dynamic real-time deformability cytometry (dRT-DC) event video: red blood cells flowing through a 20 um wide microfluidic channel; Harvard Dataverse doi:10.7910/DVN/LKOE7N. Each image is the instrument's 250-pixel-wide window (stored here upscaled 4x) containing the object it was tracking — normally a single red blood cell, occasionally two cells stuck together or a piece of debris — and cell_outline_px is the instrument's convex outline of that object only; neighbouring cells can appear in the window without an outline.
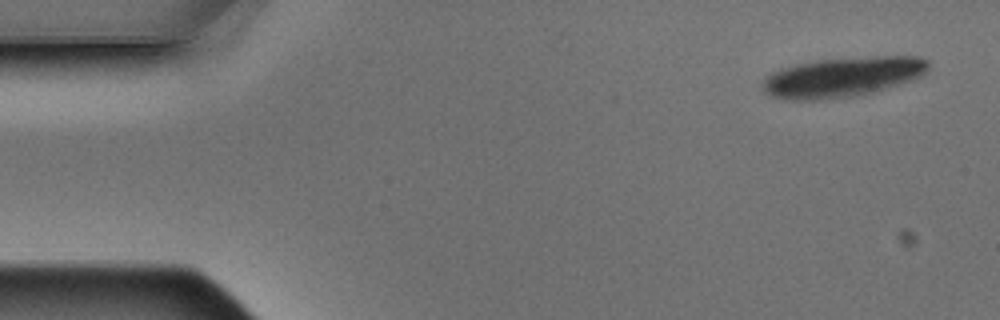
{"species": "Egyptian fruit bat (a non-hibernating species)", "species_latin": "Rousettus aegyptiacus", "temperature_condition": "warm", "stored_images_in_passage": 5, "camera_frame_rate_fps": 3000, "um_per_image_px": 0.085, "animal": {"sex": "male"}, "frame": {"image": 1, "passage_image": 1, "time_ms": 0.0, "image_size_px": [1000, 320], "cell_outline_px": [[928, 68], [920, 76], [912, 80], [888, 88], [856, 96], [820, 100], [784, 100], [768, 96], [764, 92], [764, 80], [772, 72], [780, 68], [796, 64], [816, 60], [872, 56], [920, 56], [928, 60]], "centroid_in_image_um": [71.61, 6.55], "position_along_channel_um": 13.4, "area_um2": 38.78}}
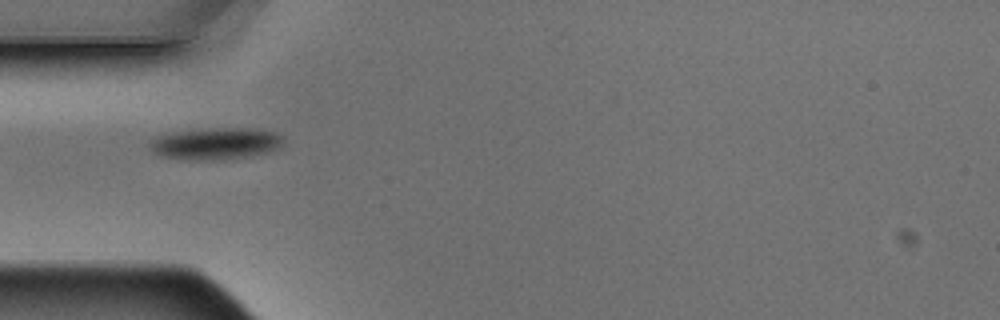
{"frame": {"image": 2, "passage_image": 5, "time_ms": 1.333, "image_size_px": [1000, 320], "cell_outline_px": [[284, 140], [280, 148], [268, 152], [248, 156], [196, 160], [160, 156], [148, 144], [156, 136], [172, 132], [212, 128], [256, 128], [276, 132], [284, 136]], "centroid_in_image_um": [18.39, 12.17], "position_along_channel_um": 66.6, "area_um2": 24.51}}